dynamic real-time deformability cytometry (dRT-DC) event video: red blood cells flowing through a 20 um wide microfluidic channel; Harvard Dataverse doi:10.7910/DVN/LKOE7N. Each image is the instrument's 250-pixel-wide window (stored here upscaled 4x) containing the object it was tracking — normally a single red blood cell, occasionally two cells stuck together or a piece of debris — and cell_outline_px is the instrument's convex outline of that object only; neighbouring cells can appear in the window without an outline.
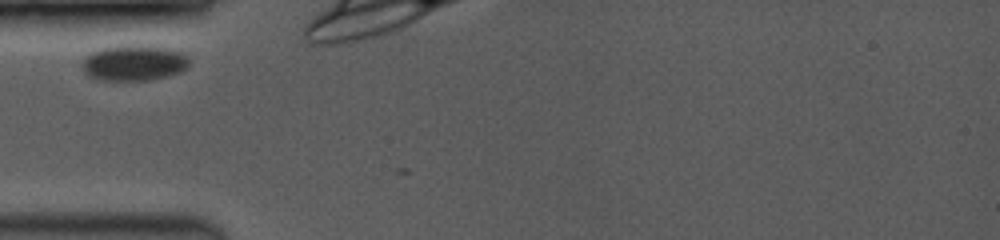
{"species": "common noctule bat (a hibernating species)", "species_latin": "Nyctalus noctula", "temperature_condition": "room temperature", "stored_images_in_passage": 7, "camera_frame_rate_fps": 3500, "um_per_image_px": 0.085, "animal": {"sex": "female", "body_mass_g": 19.0, "forearm_length_mm": 53.3}, "frame": {"image": 1, "passage_image": 1, "time_ms": 0.0, "image_size_px": [1000, 240], "cell_outline_px": [[188, 68], [180, 72], [168, 76], [148, 80], [100, 80], [88, 76], [84, 72], [80, 64], [92, 52], [104, 48], [120, 44], [140, 44], [168, 48], [184, 52], [188, 56]], "centroid_in_image_um": [11.41, 5.33], "position_along_channel_um": 73.6, "area_um2": 22.66}}